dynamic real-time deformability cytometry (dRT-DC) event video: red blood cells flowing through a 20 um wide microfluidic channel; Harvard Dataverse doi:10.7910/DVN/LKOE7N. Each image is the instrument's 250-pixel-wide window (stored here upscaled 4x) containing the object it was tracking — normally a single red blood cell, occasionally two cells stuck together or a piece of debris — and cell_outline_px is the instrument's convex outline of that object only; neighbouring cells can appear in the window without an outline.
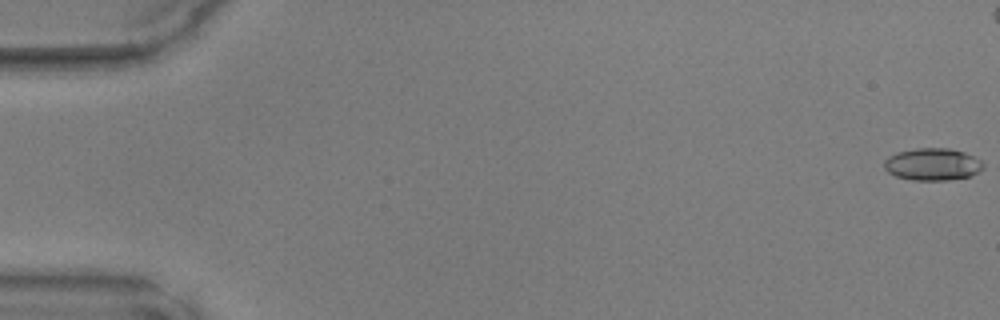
{"species": "common noctule bat (a hibernating species)", "species_latin": "Nyctalus noctula", "temperature_condition": "warm", "stored_images_in_passage": 11, "camera_frame_rate_fps": 3000, "um_per_image_px": 0.085, "animal": {"sex": "male", "body_mass_g": 17.9, "forearm_length_mm": 54.2}, "frame": {"image": 1, "passage_image": 1, "time_ms": 0.0, "image_size_px": [1000, 320], "cell_outline_px": [[984, 168], [968, 176], [948, 180], [912, 180], [896, 176], [888, 172], [884, 168], [884, 160], [888, 156], [896, 152], [916, 148], [948, 148], [964, 152], [980, 160], [984, 164]], "centroid_in_image_um": [79.23, 13.96], "position_along_channel_um": 5.8, "area_um2": 18.55}}